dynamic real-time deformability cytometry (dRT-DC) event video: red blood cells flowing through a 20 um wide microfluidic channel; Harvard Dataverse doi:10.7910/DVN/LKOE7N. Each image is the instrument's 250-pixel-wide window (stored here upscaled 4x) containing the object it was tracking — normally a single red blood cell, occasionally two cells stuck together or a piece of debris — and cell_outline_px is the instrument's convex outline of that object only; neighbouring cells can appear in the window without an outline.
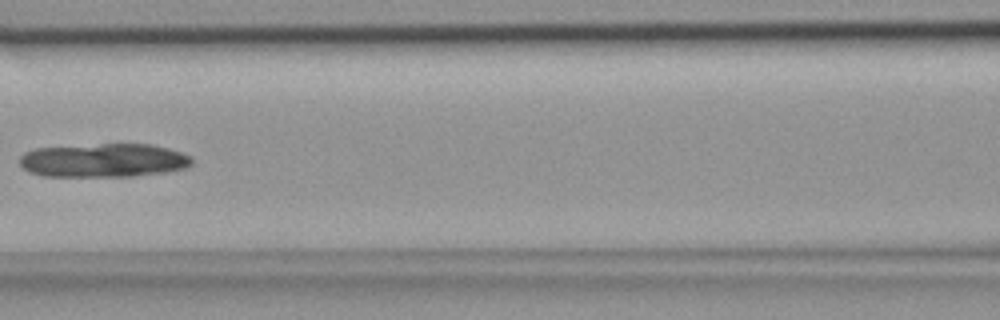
{"species": "common noctule bat (a hibernating species)", "species_latin": "Nyctalus noctula", "temperature_condition": "room temperature", "stored_images_in_passage": 6, "camera_frame_rate_fps": 3000, "um_per_image_px": 0.085, "animal": {"sex": "female", "body_mass_g": 18.4}, "frame": {"image": 1, "passage_image": 6, "time_ms": 1.667, "image_size_px": [1000, 320], "cell_outline_px": [[192, 164], [188, 168], [164, 172], [132, 176], [44, 176], [32, 172], [24, 168], [20, 164], [20, 156], [24, 152], [36, 148], [100, 144], [152, 144], [168, 148], [192, 156]], "centroid_in_image_um": [8.84, 13.62], "position_along_channel_um": 157.8, "area_um2": 33.81}}